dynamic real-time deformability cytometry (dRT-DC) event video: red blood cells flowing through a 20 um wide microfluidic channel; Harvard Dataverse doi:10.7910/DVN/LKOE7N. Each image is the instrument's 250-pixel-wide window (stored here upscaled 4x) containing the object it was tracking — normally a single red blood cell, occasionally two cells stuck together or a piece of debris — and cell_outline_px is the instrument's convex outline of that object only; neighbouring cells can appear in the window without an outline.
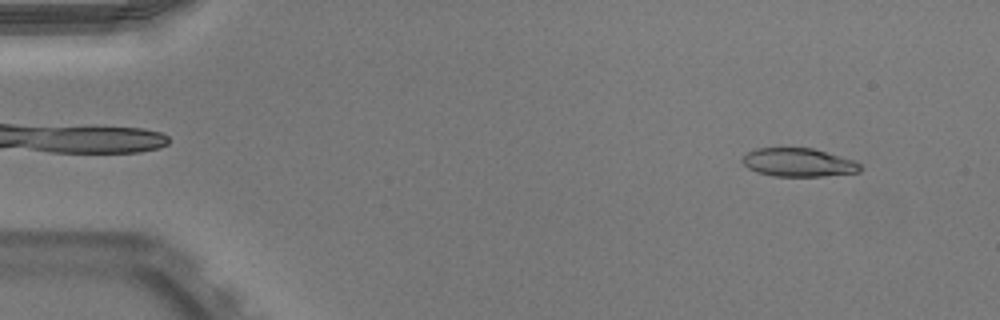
{"species": "Egyptian fruit bat (a non-hibernating species)", "species_latin": "Rousettus aegyptiacus", "temperature_condition": "warm", "stored_images_in_passage": 50, "camera_frame_rate_fps": 3000, "um_per_image_px": 0.085, "animal": {"sex": "male"}, "frame": {"image": 1, "passage_image": 4, "time_ms": 1.0, "image_size_px": [1000, 320], "cell_outline_px": [[864, 168], [860, 172], [824, 176], [772, 176], [756, 172], [748, 168], [740, 160], [748, 152], [756, 148], [812, 148], [852, 160], [860, 164]], "centroid_in_image_um": [67.85, 13.82], "position_along_channel_um": 17.1, "area_um2": 19.48}}
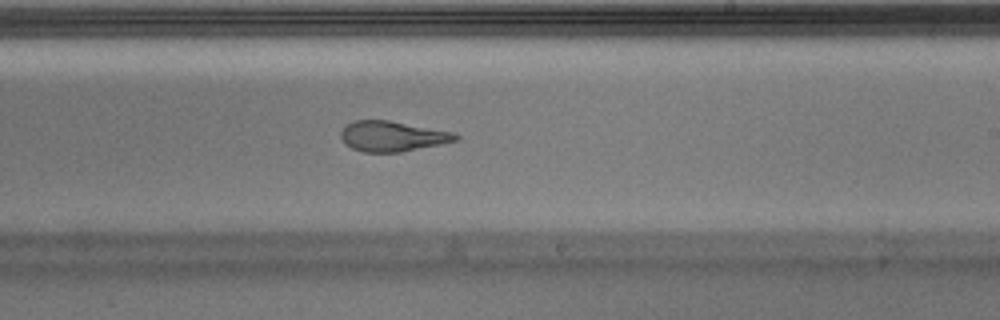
{"frame": {"image": 2, "passage_image": 30, "time_ms": 9.667, "image_size_px": [1000, 320], "cell_outline_px": [[460, 140], [400, 152], [364, 152], [352, 148], [344, 144], [340, 136], [340, 132], [348, 124], [356, 120], [388, 120], [452, 132], [460, 136]], "centroid_in_image_um": [33.34, 11.59], "position_along_channel_um": 255.7, "area_um2": 20.11}}
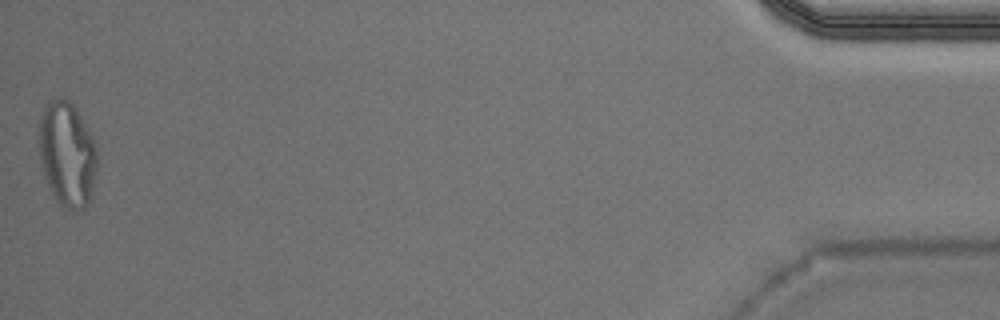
{"frame": {"image": 3, "passage_image": 50, "time_ms": 16.333, "image_size_px": [1000, 320], "cell_outline_px": [[96, 168], [92, 196], [88, 204], [84, 208], [76, 212], [60, 204], [48, 188], [44, 176], [40, 160], [40, 116], [44, 108], [52, 100], [60, 96], [68, 100], [72, 104], [92, 136], [96, 148]], "centroid_in_image_um": [5.71, 13.15], "position_along_channel_um": 429.5, "area_um2": 35.32}, "authors_computed_cell_mechanics": {"area_um2": 20.8947, "velocity_mm_per_s": 3.9737, "shape_relaxation_time_tau1_ms": null, "shape_relaxation_time_tau2_ms": 1.5518, "deformation_change_tau1": null, "deformation_change_tau2": 0.0965}}